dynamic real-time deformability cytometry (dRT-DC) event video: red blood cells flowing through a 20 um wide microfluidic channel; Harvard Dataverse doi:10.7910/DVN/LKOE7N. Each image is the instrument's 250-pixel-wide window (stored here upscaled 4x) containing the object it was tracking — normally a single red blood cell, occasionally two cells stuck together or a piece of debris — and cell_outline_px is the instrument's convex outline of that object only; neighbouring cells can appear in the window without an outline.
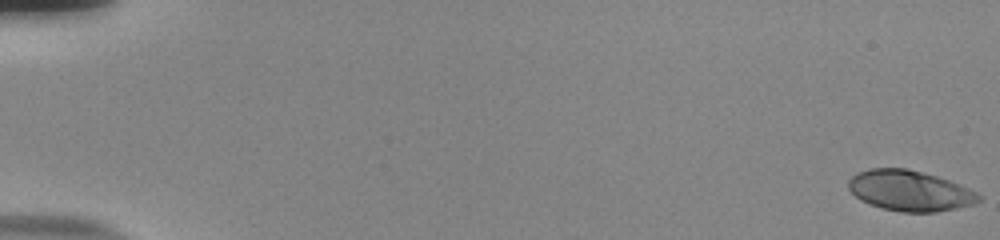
{"species": "human", "species_latin": "Homo sapiens", "temperature_condition": "room temperature", "stored_images_in_passage": 56, "camera_frame_rate_fps": 3000, "um_per_image_px": 0.085, "donor": {"sex": "male"}, "frame": {"image": 1, "passage_image": 1, "time_ms": 0.0, "image_size_px": [1000, 240], "cell_outline_px": [[984, 196], [976, 204], [936, 212], [900, 212], [868, 204], [860, 200], [848, 188], [848, 180], [856, 172], [868, 168], [908, 168], [936, 176], [948, 180], [968, 188]], "centroid_in_image_um": [77.32, 16.21], "position_along_channel_um": 7.7, "area_um2": 30.92}}
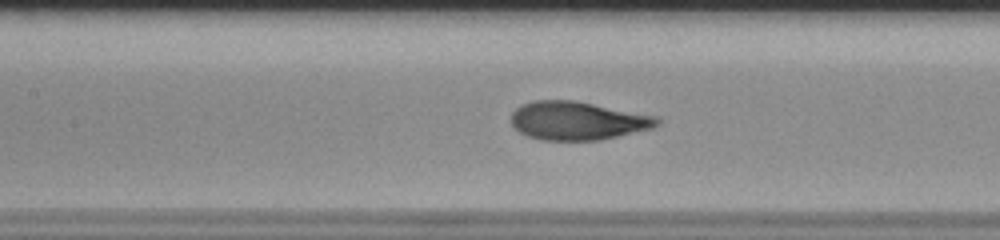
{"frame": {"image": 2, "passage_image": 28, "time_ms": 9.0, "image_size_px": [1000, 240], "cell_outline_px": [[660, 124], [652, 128], [600, 140], [540, 140], [528, 136], [512, 128], [512, 112], [520, 104], [532, 100], [576, 100], [656, 116], [660, 120]], "centroid_in_image_um": [49.06, 10.25], "position_along_channel_um": 158.3, "area_um2": 32.83}}
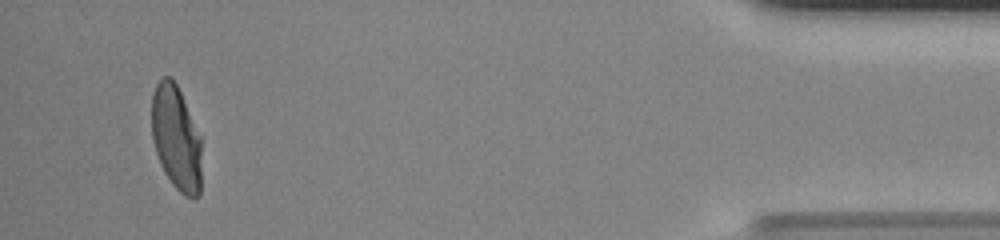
{"frame": {"image": 3, "passage_image": 54, "time_ms": 17.667, "image_size_px": [1000, 240], "cell_outline_px": [[200, 192], [192, 200], [184, 196], [172, 184], [164, 172], [160, 164], [152, 140], [152, 92], [156, 84], [164, 76], [172, 76], [180, 92], [200, 136]], "centroid_in_image_um": [14.95, 11.74], "position_along_channel_um": 420.2, "area_um2": 30.29}, "authors_computed_cell_mechanics": {"area_um2": 32.079, "velocity_mm_per_s": 3.7692, "shape_relaxation_time_tau1_ms": 5.1555, "shape_relaxation_time_tau2_ms": null, "deformation_change_tau1": 0.2504, "deformation_change_tau2": null}}